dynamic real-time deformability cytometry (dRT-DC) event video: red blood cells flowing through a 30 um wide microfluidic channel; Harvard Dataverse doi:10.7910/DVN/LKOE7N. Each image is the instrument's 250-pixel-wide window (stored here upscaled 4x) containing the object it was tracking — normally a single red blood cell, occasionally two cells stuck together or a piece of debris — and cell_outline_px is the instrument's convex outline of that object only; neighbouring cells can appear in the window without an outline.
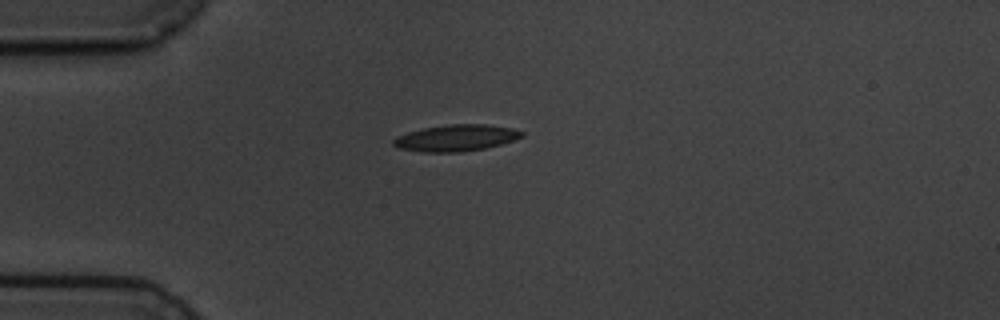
{"species": "common noctule bat (a hibernating species)", "species_latin": "Nyctalus noctula", "temperature_condition": "cold", "stored_images_in_passage": 2, "camera_frame_rate_fps": 3000, "um_per_image_px": 0.085, "animal": {"sex": "male", "body_mass_g": 19.5, "forearm_length_mm": 54.6}, "frame": {"image": 1, "passage_image": 2, "time_ms": 1.333, "image_size_px": [1000, 320], "cell_outline_px": [[524, 136], [500, 144], [484, 148], [460, 152], [424, 152], [396, 148], [392, 144], [392, 140], [396, 136], [408, 132], [424, 128], [448, 124], [488, 124], [512, 128], [524, 132]], "centroid_in_image_um": [38.73, 11.72], "position_along_channel_um": 46.3, "area_um2": 19.83}}